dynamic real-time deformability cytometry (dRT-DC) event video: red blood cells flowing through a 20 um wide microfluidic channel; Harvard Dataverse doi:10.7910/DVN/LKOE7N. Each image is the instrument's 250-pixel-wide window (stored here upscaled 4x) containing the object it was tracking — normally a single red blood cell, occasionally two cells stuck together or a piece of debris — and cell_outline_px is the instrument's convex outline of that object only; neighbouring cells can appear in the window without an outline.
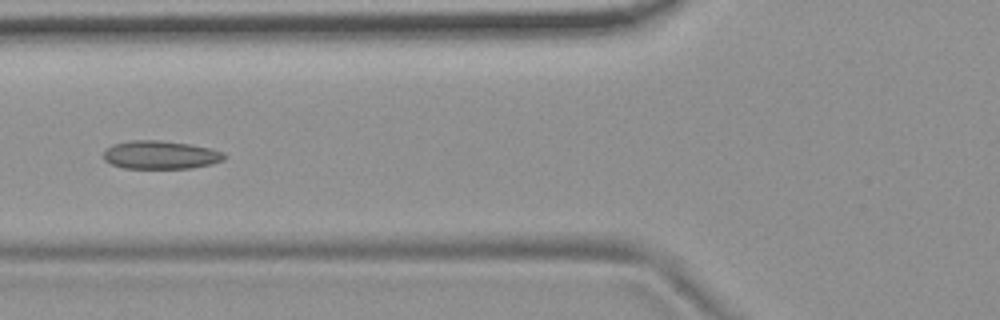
{"species": "common noctule bat (a hibernating species)", "species_latin": "Nyctalus noctula", "temperature_condition": "room temperature", "stored_images_in_passage": 24, "camera_frame_rate_fps": 3000, "um_per_image_px": 0.085, "animal": {"sex": "female", "body_mass_g": 19.9}, "frame": {"image": 1, "passage_image": 11, "time_ms": 3.333, "image_size_px": [1000, 320], "cell_outline_px": [[228, 156], [224, 160], [212, 164], [192, 168], [124, 168], [112, 164], [104, 160], [104, 152], [112, 144], [132, 140], [160, 140], [188, 144], [208, 148], [224, 152]], "centroid_in_image_um": [13.67, 13.17], "position_along_channel_um": 112.1, "area_um2": 19.88}}
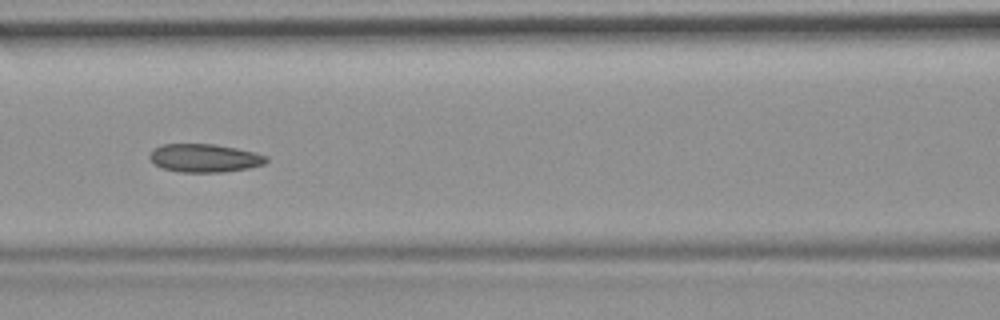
{"frame": {"image": 2, "passage_image": 14, "time_ms": 4.333, "image_size_px": [1000, 320], "cell_outline_px": [[268, 160], [264, 164], [248, 168], [224, 172], [180, 172], [160, 168], [148, 156], [152, 148], [164, 144], [212, 144], [236, 148], [268, 156]], "centroid_in_image_um": [17.36, 13.44], "position_along_channel_um": 149.2, "area_um2": 19.19}}